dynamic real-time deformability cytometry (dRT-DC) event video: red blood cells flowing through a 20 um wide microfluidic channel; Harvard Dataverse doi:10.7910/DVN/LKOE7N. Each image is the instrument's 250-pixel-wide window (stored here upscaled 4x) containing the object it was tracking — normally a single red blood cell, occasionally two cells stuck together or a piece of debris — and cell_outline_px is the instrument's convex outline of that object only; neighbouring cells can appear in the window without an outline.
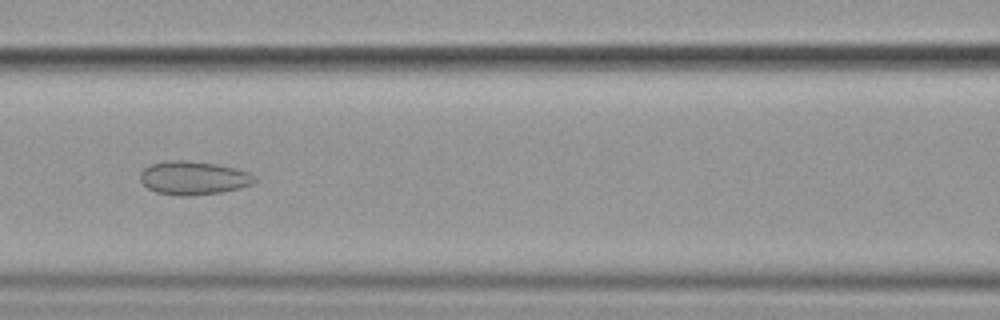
{"species": "common noctule bat (a hibernating species)", "species_latin": "Nyctalus noctula", "temperature_condition": "cold", "stored_images_in_passage": 4, "camera_frame_rate_fps": 3000, "um_per_image_px": 0.085, "animal": {"sex": "female", "body_mass_g": 19.9}, "frame": {"image": 1, "passage_image": 3, "time_ms": 2.333, "image_size_px": [1000, 320], "cell_outline_px": [[256, 180], [252, 184], [240, 188], [224, 192], [188, 196], [184, 196], [156, 192], [148, 188], [140, 180], [140, 172], [144, 168], [152, 164], [168, 160], [180, 160], [216, 164], [236, 168], [248, 172], [256, 176]], "centroid_in_image_um": [16.46, 15.13], "position_along_channel_um": 150.1, "area_um2": 22.31}}
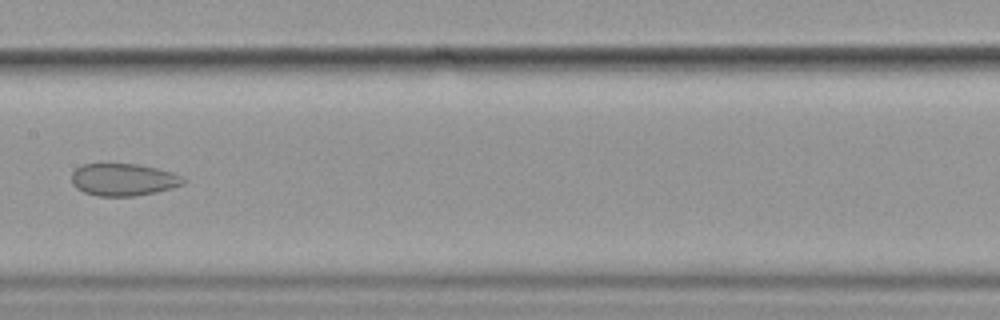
{"frame": {"image": 2, "passage_image": 4, "time_ms": 3.667, "image_size_px": [1000, 320], "cell_outline_px": [[188, 180], [184, 184], [172, 188], [156, 192], [132, 196], [96, 196], [84, 192], [76, 188], [72, 184], [72, 172], [76, 168], [84, 164], [136, 164], [156, 168], [172, 172], [184, 176]], "centroid_in_image_um": [10.52, 15.27], "position_along_channel_um": 196.9, "area_um2": 21.15}}